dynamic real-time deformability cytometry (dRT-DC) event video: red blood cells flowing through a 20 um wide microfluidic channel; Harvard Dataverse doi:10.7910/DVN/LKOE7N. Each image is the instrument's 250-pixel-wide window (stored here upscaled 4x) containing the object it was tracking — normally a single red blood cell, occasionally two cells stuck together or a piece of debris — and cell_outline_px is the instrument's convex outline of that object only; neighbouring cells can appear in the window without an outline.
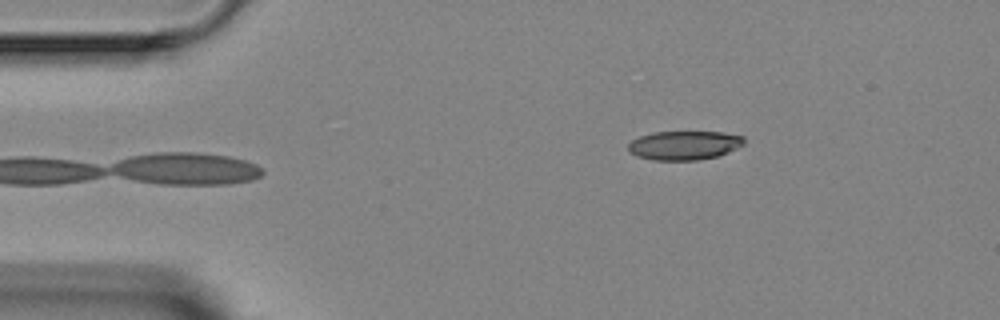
{"species": "Egyptian fruit bat (a non-hibernating species)", "species_latin": "Rousettus aegyptiacus", "temperature_condition": "room temperature", "stored_images_in_passage": 4, "camera_frame_rate_fps": 3000, "um_per_image_px": 0.085, "animal": {"sex": "female"}, "frame": {"image": 1, "passage_image": 4, "time_ms": 3.667, "image_size_px": [1000, 320], "cell_outline_px": [[744, 144], [728, 152], [716, 156], [696, 160], [652, 160], [636, 156], [628, 152], [628, 144], [632, 140], [640, 136], [652, 132], [724, 132], [744, 136]], "centroid_in_image_um": [58.13, 12.35], "position_along_channel_um": 26.9, "area_um2": 19.59}}